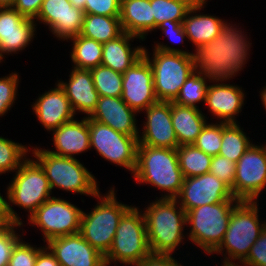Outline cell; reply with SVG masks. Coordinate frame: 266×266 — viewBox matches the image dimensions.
Listing matches in <instances>:
<instances>
[{"label": "cell", "mask_w": 266, "mask_h": 266, "mask_svg": "<svg viewBox=\"0 0 266 266\" xmlns=\"http://www.w3.org/2000/svg\"><path fill=\"white\" fill-rule=\"evenodd\" d=\"M43 1L44 0H16L12 7L23 16L35 19L40 12Z\"/></svg>", "instance_id": "45"}, {"label": "cell", "mask_w": 266, "mask_h": 266, "mask_svg": "<svg viewBox=\"0 0 266 266\" xmlns=\"http://www.w3.org/2000/svg\"><path fill=\"white\" fill-rule=\"evenodd\" d=\"M150 5L154 17V30L166 20L183 23L192 6L188 0H150Z\"/></svg>", "instance_id": "34"}, {"label": "cell", "mask_w": 266, "mask_h": 266, "mask_svg": "<svg viewBox=\"0 0 266 266\" xmlns=\"http://www.w3.org/2000/svg\"><path fill=\"white\" fill-rule=\"evenodd\" d=\"M19 78L17 72L0 77V117L8 113L16 101Z\"/></svg>", "instance_id": "38"}, {"label": "cell", "mask_w": 266, "mask_h": 266, "mask_svg": "<svg viewBox=\"0 0 266 266\" xmlns=\"http://www.w3.org/2000/svg\"><path fill=\"white\" fill-rule=\"evenodd\" d=\"M213 83L208 85L205 98V105L208 106L209 112L220 122L237 123L235 116L241 113L246 96L242 87L225 84L223 80H220V83L219 81H213Z\"/></svg>", "instance_id": "20"}, {"label": "cell", "mask_w": 266, "mask_h": 266, "mask_svg": "<svg viewBox=\"0 0 266 266\" xmlns=\"http://www.w3.org/2000/svg\"><path fill=\"white\" fill-rule=\"evenodd\" d=\"M16 0H0V8L12 7Z\"/></svg>", "instance_id": "50"}, {"label": "cell", "mask_w": 266, "mask_h": 266, "mask_svg": "<svg viewBox=\"0 0 266 266\" xmlns=\"http://www.w3.org/2000/svg\"><path fill=\"white\" fill-rule=\"evenodd\" d=\"M206 81L212 83V81L202 73L197 71L193 72L180 88L174 103L181 106L199 108L196 103L203 101L205 103L206 91L208 87Z\"/></svg>", "instance_id": "33"}, {"label": "cell", "mask_w": 266, "mask_h": 266, "mask_svg": "<svg viewBox=\"0 0 266 266\" xmlns=\"http://www.w3.org/2000/svg\"><path fill=\"white\" fill-rule=\"evenodd\" d=\"M119 19L123 32L137 36L142 41L148 32L154 31L150 0H122Z\"/></svg>", "instance_id": "27"}, {"label": "cell", "mask_w": 266, "mask_h": 266, "mask_svg": "<svg viewBox=\"0 0 266 266\" xmlns=\"http://www.w3.org/2000/svg\"><path fill=\"white\" fill-rule=\"evenodd\" d=\"M46 244L60 266H106L105 256L80 233L54 238Z\"/></svg>", "instance_id": "19"}, {"label": "cell", "mask_w": 266, "mask_h": 266, "mask_svg": "<svg viewBox=\"0 0 266 266\" xmlns=\"http://www.w3.org/2000/svg\"><path fill=\"white\" fill-rule=\"evenodd\" d=\"M204 7L205 5H192L183 20L187 39L195 48L213 41L227 23L214 15L197 14Z\"/></svg>", "instance_id": "26"}, {"label": "cell", "mask_w": 266, "mask_h": 266, "mask_svg": "<svg viewBox=\"0 0 266 266\" xmlns=\"http://www.w3.org/2000/svg\"><path fill=\"white\" fill-rule=\"evenodd\" d=\"M150 253L144 214L131 206L121 217L112 245L104 255L106 266L111 262L137 266Z\"/></svg>", "instance_id": "9"}, {"label": "cell", "mask_w": 266, "mask_h": 266, "mask_svg": "<svg viewBox=\"0 0 266 266\" xmlns=\"http://www.w3.org/2000/svg\"><path fill=\"white\" fill-rule=\"evenodd\" d=\"M239 123H224L219 155L225 156L234 163L241 158L253 142L247 137Z\"/></svg>", "instance_id": "31"}, {"label": "cell", "mask_w": 266, "mask_h": 266, "mask_svg": "<svg viewBox=\"0 0 266 266\" xmlns=\"http://www.w3.org/2000/svg\"><path fill=\"white\" fill-rule=\"evenodd\" d=\"M8 185L6 198H8L9 213L19 224H23L22 218L14 211L12 205L27 210L30 213L29 218L41 204L52 197L48 179L35 158H26Z\"/></svg>", "instance_id": "7"}, {"label": "cell", "mask_w": 266, "mask_h": 266, "mask_svg": "<svg viewBox=\"0 0 266 266\" xmlns=\"http://www.w3.org/2000/svg\"><path fill=\"white\" fill-rule=\"evenodd\" d=\"M266 187V144L251 146L236 163L231 193L239 201H257Z\"/></svg>", "instance_id": "13"}, {"label": "cell", "mask_w": 266, "mask_h": 266, "mask_svg": "<svg viewBox=\"0 0 266 266\" xmlns=\"http://www.w3.org/2000/svg\"><path fill=\"white\" fill-rule=\"evenodd\" d=\"M199 108L181 106L171 102L172 125L179 146L191 145L195 142L208 118ZM207 120H206V119Z\"/></svg>", "instance_id": "28"}, {"label": "cell", "mask_w": 266, "mask_h": 266, "mask_svg": "<svg viewBox=\"0 0 266 266\" xmlns=\"http://www.w3.org/2000/svg\"><path fill=\"white\" fill-rule=\"evenodd\" d=\"M238 266H266V227Z\"/></svg>", "instance_id": "43"}, {"label": "cell", "mask_w": 266, "mask_h": 266, "mask_svg": "<svg viewBox=\"0 0 266 266\" xmlns=\"http://www.w3.org/2000/svg\"><path fill=\"white\" fill-rule=\"evenodd\" d=\"M36 26L34 19L23 16L13 7L0 8V63L5 55L25 50L36 35Z\"/></svg>", "instance_id": "17"}, {"label": "cell", "mask_w": 266, "mask_h": 266, "mask_svg": "<svg viewBox=\"0 0 266 266\" xmlns=\"http://www.w3.org/2000/svg\"><path fill=\"white\" fill-rule=\"evenodd\" d=\"M114 187L108 193L95 196L101 200L88 214L82 212L80 234L99 252L105 255L113 242L115 232L123 214L132 206L117 201Z\"/></svg>", "instance_id": "8"}, {"label": "cell", "mask_w": 266, "mask_h": 266, "mask_svg": "<svg viewBox=\"0 0 266 266\" xmlns=\"http://www.w3.org/2000/svg\"><path fill=\"white\" fill-rule=\"evenodd\" d=\"M185 212L207 204L240 202L231 189L215 175L209 173L185 177L179 195L175 198Z\"/></svg>", "instance_id": "14"}, {"label": "cell", "mask_w": 266, "mask_h": 266, "mask_svg": "<svg viewBox=\"0 0 266 266\" xmlns=\"http://www.w3.org/2000/svg\"><path fill=\"white\" fill-rule=\"evenodd\" d=\"M90 148L105 160L124 167L132 174L136 167L138 137L115 131L89 118Z\"/></svg>", "instance_id": "12"}, {"label": "cell", "mask_w": 266, "mask_h": 266, "mask_svg": "<svg viewBox=\"0 0 266 266\" xmlns=\"http://www.w3.org/2000/svg\"><path fill=\"white\" fill-rule=\"evenodd\" d=\"M133 177L140 185L147 183L166 192L160 198L175 199L184 180L176 149L150 147L138 143Z\"/></svg>", "instance_id": "2"}, {"label": "cell", "mask_w": 266, "mask_h": 266, "mask_svg": "<svg viewBox=\"0 0 266 266\" xmlns=\"http://www.w3.org/2000/svg\"><path fill=\"white\" fill-rule=\"evenodd\" d=\"M209 172L223 181L230 189L233 188L236 163L218 154L212 157Z\"/></svg>", "instance_id": "40"}, {"label": "cell", "mask_w": 266, "mask_h": 266, "mask_svg": "<svg viewBox=\"0 0 266 266\" xmlns=\"http://www.w3.org/2000/svg\"><path fill=\"white\" fill-rule=\"evenodd\" d=\"M137 266H182L172 254L150 253Z\"/></svg>", "instance_id": "46"}, {"label": "cell", "mask_w": 266, "mask_h": 266, "mask_svg": "<svg viewBox=\"0 0 266 266\" xmlns=\"http://www.w3.org/2000/svg\"><path fill=\"white\" fill-rule=\"evenodd\" d=\"M150 58L144 47L143 56L153 70L154 90L158 101L174 102L186 79L195 72L193 52L156 43Z\"/></svg>", "instance_id": "4"}, {"label": "cell", "mask_w": 266, "mask_h": 266, "mask_svg": "<svg viewBox=\"0 0 266 266\" xmlns=\"http://www.w3.org/2000/svg\"><path fill=\"white\" fill-rule=\"evenodd\" d=\"M20 226L23 227V224L16 223L12 228L0 232V266H8L13 248L21 240V235L16 233Z\"/></svg>", "instance_id": "41"}, {"label": "cell", "mask_w": 266, "mask_h": 266, "mask_svg": "<svg viewBox=\"0 0 266 266\" xmlns=\"http://www.w3.org/2000/svg\"><path fill=\"white\" fill-rule=\"evenodd\" d=\"M120 0H86L85 14L120 17Z\"/></svg>", "instance_id": "42"}, {"label": "cell", "mask_w": 266, "mask_h": 266, "mask_svg": "<svg viewBox=\"0 0 266 266\" xmlns=\"http://www.w3.org/2000/svg\"><path fill=\"white\" fill-rule=\"evenodd\" d=\"M141 38L123 32L120 36L103 44L101 65L124 73L142 56L144 46L131 47L130 41ZM133 39V40H132Z\"/></svg>", "instance_id": "25"}, {"label": "cell", "mask_w": 266, "mask_h": 266, "mask_svg": "<svg viewBox=\"0 0 266 266\" xmlns=\"http://www.w3.org/2000/svg\"><path fill=\"white\" fill-rule=\"evenodd\" d=\"M70 2L75 8H78L81 10L85 9L86 0H70Z\"/></svg>", "instance_id": "49"}, {"label": "cell", "mask_w": 266, "mask_h": 266, "mask_svg": "<svg viewBox=\"0 0 266 266\" xmlns=\"http://www.w3.org/2000/svg\"><path fill=\"white\" fill-rule=\"evenodd\" d=\"M30 150L44 170L51 191L58 188L93 198L100 192L95 176L76 158L54 155L45 148L32 146Z\"/></svg>", "instance_id": "6"}, {"label": "cell", "mask_w": 266, "mask_h": 266, "mask_svg": "<svg viewBox=\"0 0 266 266\" xmlns=\"http://www.w3.org/2000/svg\"><path fill=\"white\" fill-rule=\"evenodd\" d=\"M121 97H99L96 109L89 116L90 119L110 126L115 131L129 136L139 137L136 115Z\"/></svg>", "instance_id": "22"}, {"label": "cell", "mask_w": 266, "mask_h": 266, "mask_svg": "<svg viewBox=\"0 0 266 266\" xmlns=\"http://www.w3.org/2000/svg\"><path fill=\"white\" fill-rule=\"evenodd\" d=\"M238 203L219 202L187 211L186 224L190 226L189 233H186L187 239L200 247L203 253L210 255L221 244L233 208Z\"/></svg>", "instance_id": "10"}, {"label": "cell", "mask_w": 266, "mask_h": 266, "mask_svg": "<svg viewBox=\"0 0 266 266\" xmlns=\"http://www.w3.org/2000/svg\"><path fill=\"white\" fill-rule=\"evenodd\" d=\"M121 99L137 113L158 102L153 70L144 56L123 73Z\"/></svg>", "instance_id": "15"}, {"label": "cell", "mask_w": 266, "mask_h": 266, "mask_svg": "<svg viewBox=\"0 0 266 266\" xmlns=\"http://www.w3.org/2000/svg\"><path fill=\"white\" fill-rule=\"evenodd\" d=\"M234 26L230 22L226 23L213 41L194 50L195 71L211 81L226 82L243 70L247 63L252 43L248 41L244 30Z\"/></svg>", "instance_id": "1"}, {"label": "cell", "mask_w": 266, "mask_h": 266, "mask_svg": "<svg viewBox=\"0 0 266 266\" xmlns=\"http://www.w3.org/2000/svg\"><path fill=\"white\" fill-rule=\"evenodd\" d=\"M157 198L143 210L149 248L154 254H172L184 244L186 212L176 199Z\"/></svg>", "instance_id": "3"}, {"label": "cell", "mask_w": 266, "mask_h": 266, "mask_svg": "<svg viewBox=\"0 0 266 266\" xmlns=\"http://www.w3.org/2000/svg\"><path fill=\"white\" fill-rule=\"evenodd\" d=\"M69 77L68 82L58 80L57 83L64 90L75 115L83 112L89 117L96 109L99 99L91 71L73 67Z\"/></svg>", "instance_id": "23"}, {"label": "cell", "mask_w": 266, "mask_h": 266, "mask_svg": "<svg viewBox=\"0 0 266 266\" xmlns=\"http://www.w3.org/2000/svg\"><path fill=\"white\" fill-rule=\"evenodd\" d=\"M68 40L73 43L70 58L74 68L90 70L101 65L102 43L80 34Z\"/></svg>", "instance_id": "30"}, {"label": "cell", "mask_w": 266, "mask_h": 266, "mask_svg": "<svg viewBox=\"0 0 266 266\" xmlns=\"http://www.w3.org/2000/svg\"><path fill=\"white\" fill-rule=\"evenodd\" d=\"M122 33L123 29L119 17L85 14L80 35L104 44Z\"/></svg>", "instance_id": "29"}, {"label": "cell", "mask_w": 266, "mask_h": 266, "mask_svg": "<svg viewBox=\"0 0 266 266\" xmlns=\"http://www.w3.org/2000/svg\"><path fill=\"white\" fill-rule=\"evenodd\" d=\"M176 151L184 178L209 173L212 156L196 148L193 144L178 146Z\"/></svg>", "instance_id": "32"}, {"label": "cell", "mask_w": 266, "mask_h": 266, "mask_svg": "<svg viewBox=\"0 0 266 266\" xmlns=\"http://www.w3.org/2000/svg\"><path fill=\"white\" fill-rule=\"evenodd\" d=\"M223 122L206 123L193 145L210 156L219 154L222 142Z\"/></svg>", "instance_id": "37"}, {"label": "cell", "mask_w": 266, "mask_h": 266, "mask_svg": "<svg viewBox=\"0 0 266 266\" xmlns=\"http://www.w3.org/2000/svg\"><path fill=\"white\" fill-rule=\"evenodd\" d=\"M35 266H60L51 251L45 246L37 255Z\"/></svg>", "instance_id": "48"}, {"label": "cell", "mask_w": 266, "mask_h": 266, "mask_svg": "<svg viewBox=\"0 0 266 266\" xmlns=\"http://www.w3.org/2000/svg\"><path fill=\"white\" fill-rule=\"evenodd\" d=\"M261 96V101H262V105L264 106L265 108V111H266V86L263 87V90L260 92V95Z\"/></svg>", "instance_id": "51"}, {"label": "cell", "mask_w": 266, "mask_h": 266, "mask_svg": "<svg viewBox=\"0 0 266 266\" xmlns=\"http://www.w3.org/2000/svg\"><path fill=\"white\" fill-rule=\"evenodd\" d=\"M192 5H205L208 0H188Z\"/></svg>", "instance_id": "52"}, {"label": "cell", "mask_w": 266, "mask_h": 266, "mask_svg": "<svg viewBox=\"0 0 266 266\" xmlns=\"http://www.w3.org/2000/svg\"><path fill=\"white\" fill-rule=\"evenodd\" d=\"M16 222L11 218L8 207V199L0 193V232L12 228Z\"/></svg>", "instance_id": "47"}, {"label": "cell", "mask_w": 266, "mask_h": 266, "mask_svg": "<svg viewBox=\"0 0 266 266\" xmlns=\"http://www.w3.org/2000/svg\"><path fill=\"white\" fill-rule=\"evenodd\" d=\"M40 247H34L22 238L13 248L8 266H35L38 253L44 248Z\"/></svg>", "instance_id": "39"}, {"label": "cell", "mask_w": 266, "mask_h": 266, "mask_svg": "<svg viewBox=\"0 0 266 266\" xmlns=\"http://www.w3.org/2000/svg\"><path fill=\"white\" fill-rule=\"evenodd\" d=\"M99 97H121L123 74L99 65L90 69Z\"/></svg>", "instance_id": "35"}, {"label": "cell", "mask_w": 266, "mask_h": 266, "mask_svg": "<svg viewBox=\"0 0 266 266\" xmlns=\"http://www.w3.org/2000/svg\"><path fill=\"white\" fill-rule=\"evenodd\" d=\"M82 210L62 198L51 197L28 218V224L38 227L43 241L80 232Z\"/></svg>", "instance_id": "11"}, {"label": "cell", "mask_w": 266, "mask_h": 266, "mask_svg": "<svg viewBox=\"0 0 266 266\" xmlns=\"http://www.w3.org/2000/svg\"><path fill=\"white\" fill-rule=\"evenodd\" d=\"M156 29H160L173 43L182 42L183 44L184 40L188 38L185 33L183 23L180 22L166 20L160 23Z\"/></svg>", "instance_id": "44"}, {"label": "cell", "mask_w": 266, "mask_h": 266, "mask_svg": "<svg viewBox=\"0 0 266 266\" xmlns=\"http://www.w3.org/2000/svg\"><path fill=\"white\" fill-rule=\"evenodd\" d=\"M55 86L44 94H39L40 96L31 106L40 124L49 132L75 118L64 90L58 83Z\"/></svg>", "instance_id": "21"}, {"label": "cell", "mask_w": 266, "mask_h": 266, "mask_svg": "<svg viewBox=\"0 0 266 266\" xmlns=\"http://www.w3.org/2000/svg\"><path fill=\"white\" fill-rule=\"evenodd\" d=\"M26 145L0 136V174L15 172L31 152Z\"/></svg>", "instance_id": "36"}, {"label": "cell", "mask_w": 266, "mask_h": 266, "mask_svg": "<svg viewBox=\"0 0 266 266\" xmlns=\"http://www.w3.org/2000/svg\"><path fill=\"white\" fill-rule=\"evenodd\" d=\"M143 113H146L147 121L143 124L142 134H139V144L176 149L179 144L172 125L171 102L158 101Z\"/></svg>", "instance_id": "18"}, {"label": "cell", "mask_w": 266, "mask_h": 266, "mask_svg": "<svg viewBox=\"0 0 266 266\" xmlns=\"http://www.w3.org/2000/svg\"><path fill=\"white\" fill-rule=\"evenodd\" d=\"M258 201H240L229 219L226 234L221 244L211 253H224L221 266H238L247 256L250 248L266 227L260 222ZM238 260L236 263L235 261ZM234 261V262H232Z\"/></svg>", "instance_id": "5"}, {"label": "cell", "mask_w": 266, "mask_h": 266, "mask_svg": "<svg viewBox=\"0 0 266 266\" xmlns=\"http://www.w3.org/2000/svg\"><path fill=\"white\" fill-rule=\"evenodd\" d=\"M53 144L56 150L50 153L58 156L75 158V154L88 151L90 148L89 117L71 120L52 130Z\"/></svg>", "instance_id": "24"}, {"label": "cell", "mask_w": 266, "mask_h": 266, "mask_svg": "<svg viewBox=\"0 0 266 266\" xmlns=\"http://www.w3.org/2000/svg\"><path fill=\"white\" fill-rule=\"evenodd\" d=\"M85 12L75 8L70 0H44L34 21L48 26L49 31L59 40L81 34Z\"/></svg>", "instance_id": "16"}]
</instances>
